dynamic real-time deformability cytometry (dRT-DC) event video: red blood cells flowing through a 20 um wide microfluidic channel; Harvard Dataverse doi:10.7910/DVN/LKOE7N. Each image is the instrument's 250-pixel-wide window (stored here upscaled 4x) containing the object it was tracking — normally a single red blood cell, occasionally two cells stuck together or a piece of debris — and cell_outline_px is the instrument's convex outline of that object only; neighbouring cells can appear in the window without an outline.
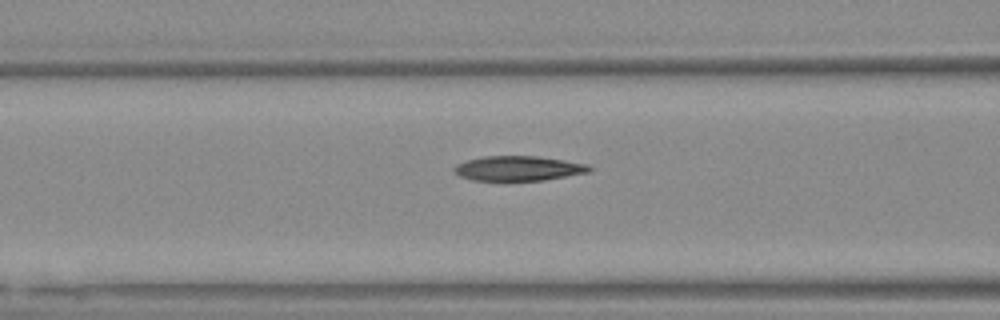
{"species": "Egyptian fruit bat (a non-hibernating species)", "species_latin": "Rousettus aegyptiacus", "temperature_condition": "warm", "stored_images_in_passage": 13, "camera_frame_rate_fps": 3000, "um_per_image_px": 0.085, "animal": {"sex": "female"}, "frame": {"image": 1, "passage_image": 11, "time_ms": 3.333, "image_size_px": [1000, 320], "cell_outline_px": [[592, 172], [544, 180], [472, 180], [460, 176], [452, 168], [456, 164], [468, 160], [484, 156], [536, 156], [564, 160], [588, 164], [592, 168]], "centroid_in_image_um": [44.1, 14.31], "position_along_channel_um": 122.5, "area_um2": 19.48}}